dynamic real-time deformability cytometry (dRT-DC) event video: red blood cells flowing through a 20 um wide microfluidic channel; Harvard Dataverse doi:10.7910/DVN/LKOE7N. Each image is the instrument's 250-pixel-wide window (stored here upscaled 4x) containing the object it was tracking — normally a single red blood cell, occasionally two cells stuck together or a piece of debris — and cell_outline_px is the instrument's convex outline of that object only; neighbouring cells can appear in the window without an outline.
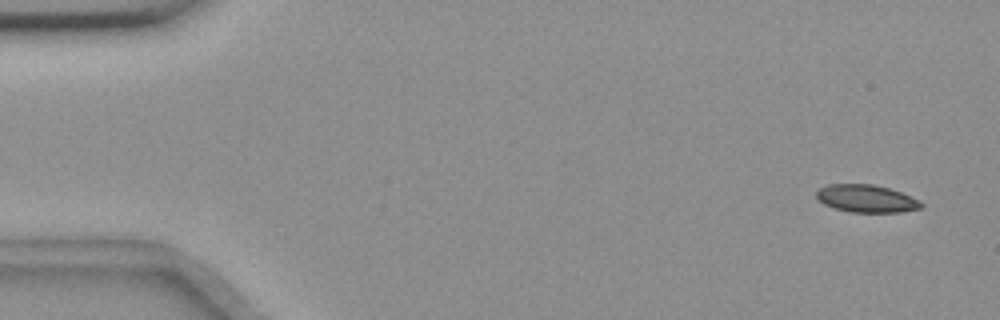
{"species": "common noctule bat (a hibernating species)", "species_latin": "Nyctalus noctula", "temperature_condition": "room temperature", "stored_images_in_passage": 55, "camera_frame_rate_fps": 3000, "um_per_image_px": 0.085, "animal": {"sex": "female", "body_mass_g": 18.4}, "frame": {"image": 1, "passage_image": 2, "time_ms": 0.333, "image_size_px": [1000, 320], "cell_outline_px": [[924, 204], [920, 208], [900, 212], [848, 212], [824, 204], [816, 196], [816, 192], [820, 188], [828, 184], [872, 184], [888, 188], [900, 192], [920, 200]], "centroid_in_image_um": [73.65, 16.88], "position_along_channel_um": 11.4, "area_um2": 16.7}}
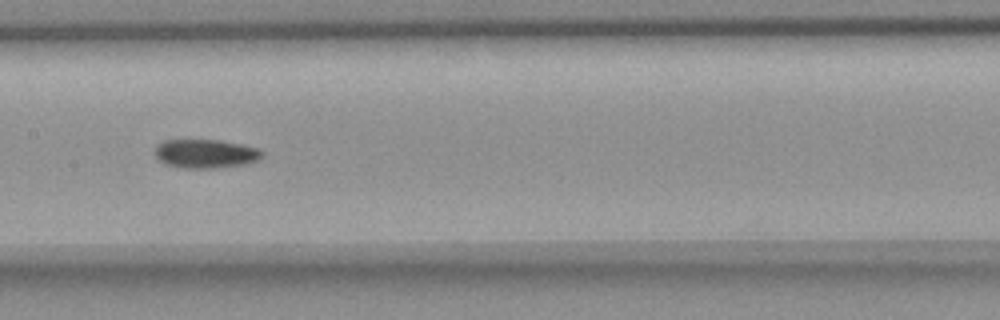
{"frame": {"image": 2, "passage_image": 27, "time_ms": 8.667, "image_size_px": [1000, 320], "cell_outline_px": [[264, 152], [256, 160], [248, 164], [212, 168], [184, 168], [164, 164], [156, 156], [156, 144], [164, 140], [220, 140], [240, 144], [256, 148]], "centroid_in_image_um": [17.44, 13.06], "position_along_channel_um": 190.0, "area_um2": 17.86}}
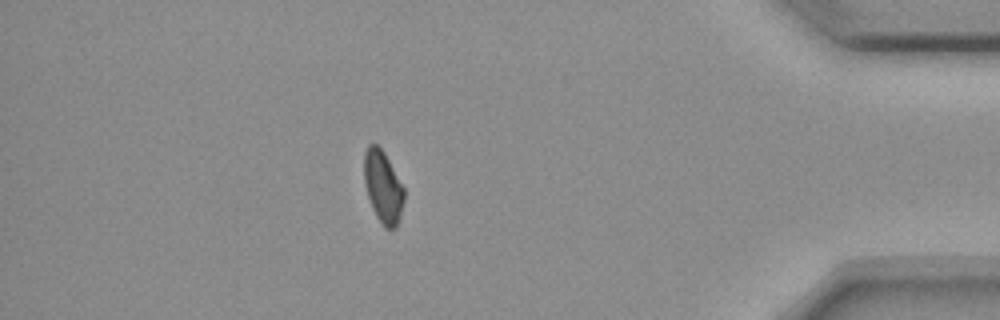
{"frame": {"image": 3, "passage_image": 48, "time_ms": 15.667, "image_size_px": [1000, 320], "cell_outline_px": [[404, 200], [400, 216], [396, 228], [384, 228], [376, 216], [372, 208], [364, 184], [364, 152], [368, 144], [376, 144], [384, 152], [404, 188]], "centroid_in_image_um": [32.54, 15.88], "position_along_channel_um": 402.7, "area_um2": 16.76}, "authors_computed_cell_mechanics": {"area_um2": 17.5134, "velocity_mm_per_s": 3.6591, "shape_relaxation_time_tau1_ms": 9.7778, "shape_relaxation_time_tau2_ms": null, "deformation_change_tau1": 0.1363, "deformation_change_tau2": null}}